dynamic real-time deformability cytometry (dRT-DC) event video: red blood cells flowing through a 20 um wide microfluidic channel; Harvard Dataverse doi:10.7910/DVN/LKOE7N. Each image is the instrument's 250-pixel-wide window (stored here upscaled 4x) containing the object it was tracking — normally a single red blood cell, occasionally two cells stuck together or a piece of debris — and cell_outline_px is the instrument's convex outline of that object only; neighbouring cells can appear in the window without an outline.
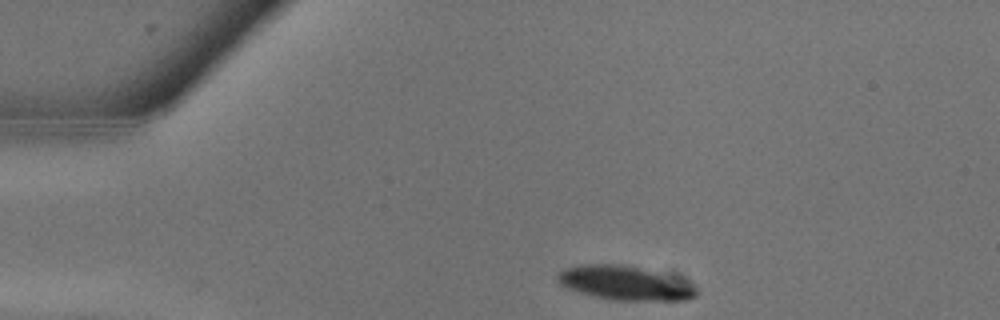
{"species": "common noctule bat (a hibernating species)", "species_latin": "Nyctalus noctula", "temperature_condition": "warm", "stored_images_in_passage": 12, "camera_frame_rate_fps": 3000, "um_per_image_px": 0.085, "animal": {"sex": "male", "body_mass_g": 13.3}, "frame": {"image": 1, "passage_image": 1, "time_ms": 0.0, "image_size_px": [1000, 320], "cell_outline_px": [[696, 296], [684, 300], [608, 300], [592, 296], [568, 288], [560, 284], [556, 280], [556, 272], [564, 268], [576, 264], [620, 264], [640, 268], [680, 280], [692, 284], [696, 288]], "centroid_in_image_um": [53.0, 24.06], "position_along_channel_um": 32.0, "area_um2": 27.4}}
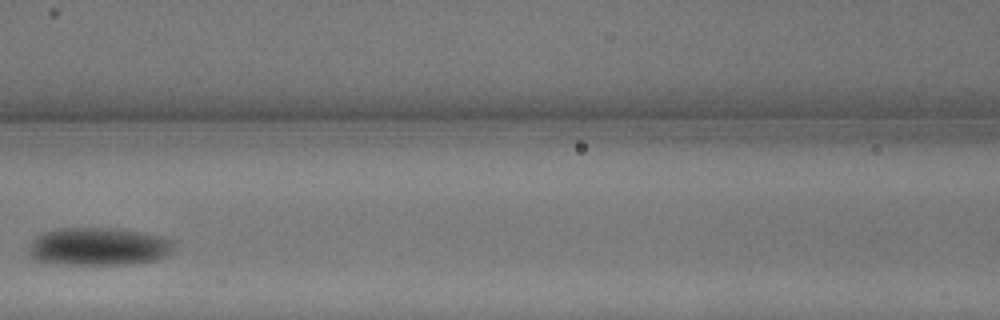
{"frame": {"image": 2, "passage_image": 8, "time_ms": 2.333, "image_size_px": [1000, 320], "cell_outline_px": [[172, 248], [168, 256], [136, 264], [60, 264], [36, 260], [28, 252], [28, 248], [32, 240], [36, 236], [44, 232], [60, 228], [104, 228], [132, 232], [172, 240]], "centroid_in_image_um": [8.29, 20.98], "position_along_channel_um": 158.3, "area_um2": 31.33}}
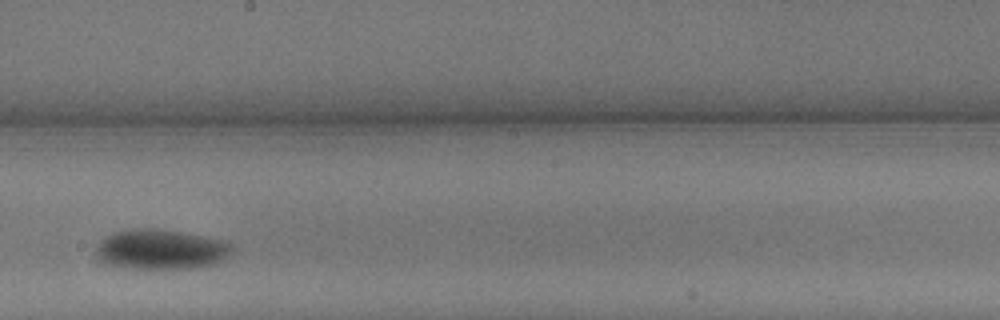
{"frame": {"image": 3, "passage_image": 11, "time_ms": 3.333, "image_size_px": [1000, 320], "cell_outline_px": [[232, 252], [220, 260], [212, 264], [188, 268], [132, 268], [108, 264], [100, 260], [96, 256], [96, 244], [100, 240], [112, 232], [136, 228], [152, 228], [228, 240], [232, 244]], "centroid_in_image_um": [13.64, 21.18], "position_along_channel_um": 234.6, "area_um2": 31.44}}